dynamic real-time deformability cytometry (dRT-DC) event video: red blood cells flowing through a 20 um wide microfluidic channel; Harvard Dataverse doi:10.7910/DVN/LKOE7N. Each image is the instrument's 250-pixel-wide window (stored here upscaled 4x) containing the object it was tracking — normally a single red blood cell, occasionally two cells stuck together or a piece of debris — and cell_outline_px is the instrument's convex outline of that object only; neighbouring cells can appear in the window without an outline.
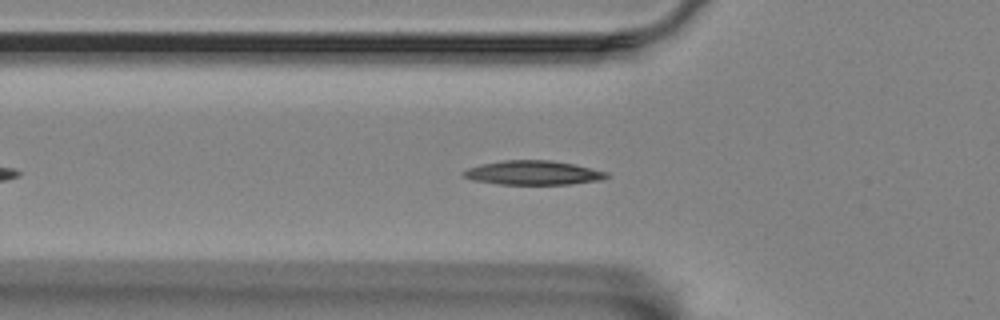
{"species": "Egyptian fruit bat (a non-hibernating species)", "species_latin": "Rousettus aegyptiacus", "temperature_condition": "room temperature", "stored_images_in_passage": 48, "camera_frame_rate_fps": 3000, "um_per_image_px": 0.085, "animal": {"sex": "female"}, "frame": {"image": 1, "passage_image": 9, "time_ms": 2.667, "image_size_px": [1000, 320], "cell_outline_px": [[612, 176], [604, 180], [572, 184], [500, 184], [472, 180], [460, 176], [460, 172], [468, 168], [480, 164], [504, 160], [552, 160], [572, 164], [608, 172]], "centroid_in_image_um": [45.32, 14.69], "position_along_channel_um": 80.5, "area_um2": 20.4}}
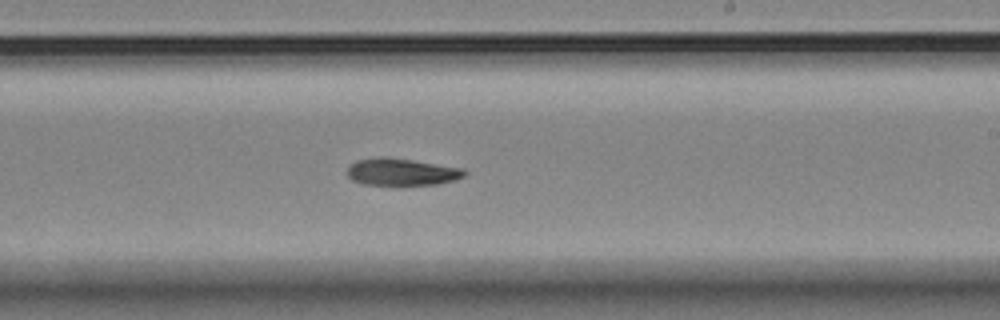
{"frame": {"image": 2, "passage_image": 24, "time_ms": 7.667, "image_size_px": [1000, 320], "cell_outline_px": [[468, 172], [464, 176], [456, 180], [436, 184], [400, 188], [396, 188], [360, 184], [352, 180], [348, 176], [348, 168], [356, 160], [376, 156], [388, 156], [464, 168]], "centroid_in_image_um": [34.13, 14.66], "position_along_channel_um": 254.9, "area_um2": 19.77}}
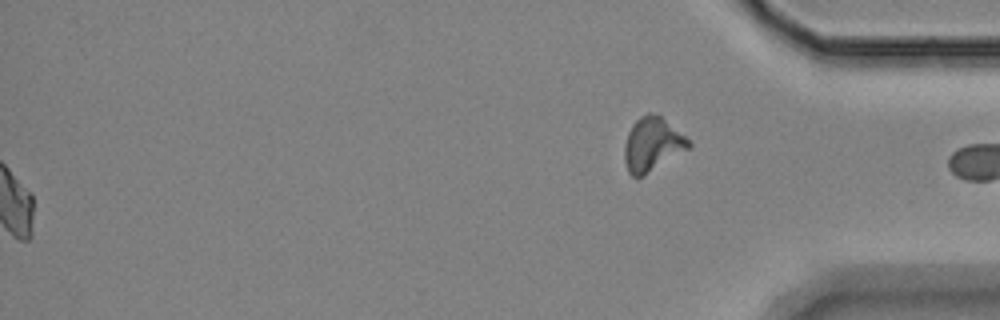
{"frame": {"image": 3, "passage_image": 48, "time_ms": 15.667, "image_size_px": [1000, 320], "cell_outline_px": [[692, 148], [640, 176], [632, 176], [628, 172], [624, 160], [624, 144], [628, 132], [632, 124], [640, 116], [648, 112], [656, 112], [684, 136], [692, 144]], "centroid_in_image_um": [55.43, 12.24], "position_along_channel_um": 379.8, "area_um2": 20.0}, "authors_computed_cell_mechanics": {"area_um2": 19.1029, "velocity_mm_per_s": 3.4776, "shape_relaxation_time_tau1_ms": 3.0902, "shape_relaxation_time_tau2_ms": null, "deformation_change_tau1": 0.107, "deformation_change_tau2": null}}